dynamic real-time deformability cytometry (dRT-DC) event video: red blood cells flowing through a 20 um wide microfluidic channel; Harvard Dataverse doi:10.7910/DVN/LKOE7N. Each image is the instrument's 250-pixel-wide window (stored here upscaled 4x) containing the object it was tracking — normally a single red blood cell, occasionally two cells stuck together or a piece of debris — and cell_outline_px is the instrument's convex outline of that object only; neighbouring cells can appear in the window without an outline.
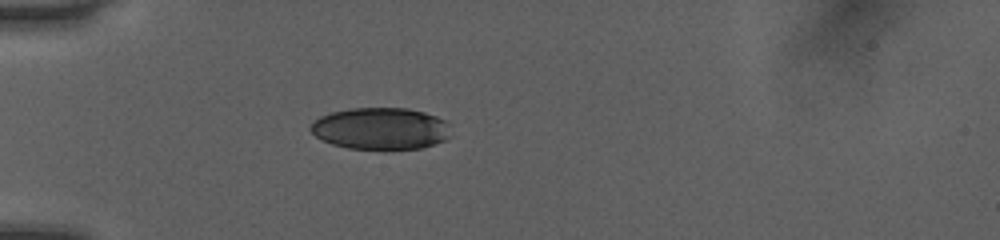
{"species": "human", "species_latin": "Homo sapiens", "temperature_condition": "room temperature", "stored_images_in_passage": 36, "camera_frame_rate_fps": 3000, "um_per_image_px": 0.085, "donor": {"sex": "female"}, "frame": {"image": 1, "passage_image": 1, "time_ms": 0.0, "image_size_px": [1000, 240], "cell_outline_px": [[452, 136], [444, 140], [420, 148], [348, 148], [332, 144], [316, 136], [308, 128], [320, 116], [332, 112], [352, 108], [408, 108], [424, 112], [436, 116], [444, 120]], "centroid_in_image_um": [32.35, 10.91], "position_along_channel_um": 52.6, "area_um2": 33.76}}
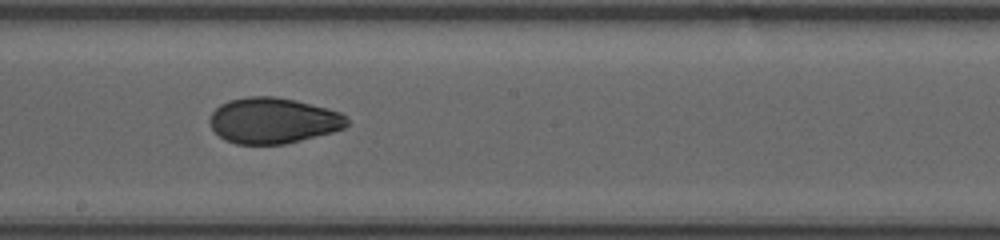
{"frame": {"image": 2, "passage_image": 15, "time_ms": 4.667, "image_size_px": [1000, 240], "cell_outline_px": [[348, 124], [344, 128], [332, 132], [284, 144], [236, 144], [224, 140], [212, 128], [208, 120], [212, 112], [220, 104], [228, 100], [248, 96], [276, 96], [296, 100], [328, 108], [340, 112], [348, 120]], "centroid_in_image_um": [23.19, 10.24], "position_along_channel_um": 225.0, "area_um2": 36.7}}
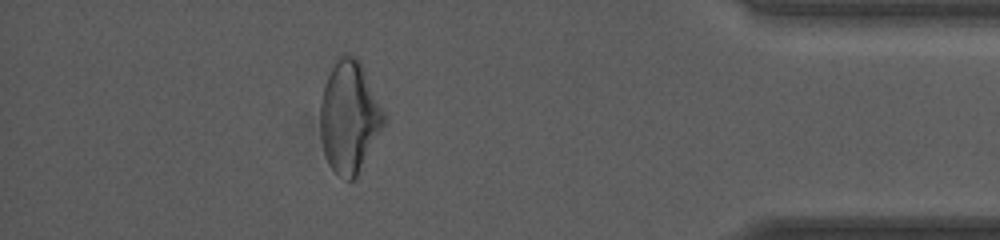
{"frame": {"image": 3, "passage_image": 31, "time_ms": 10.0, "image_size_px": [1000, 240], "cell_outline_px": [[388, 116], [384, 124], [356, 176], [352, 180], [348, 180], [336, 172], [328, 164], [324, 152], [320, 136], [320, 104], [324, 88], [328, 76], [332, 68], [348, 52], [356, 56], [360, 60]], "centroid_in_image_um": [29.71, 9.92], "position_along_channel_um": 405.5, "area_um2": 41.1}, "authors_computed_cell_mechanics": {"area_um2": 37.0209, "velocity_mm_per_s": 4.0787, "shape_relaxation_time_tau1_ms": 5.1809, "shape_relaxation_time_tau2_ms": 1.7795, "deformation_change_tau1": 0.1477, "deformation_change_tau2": 0.062}}